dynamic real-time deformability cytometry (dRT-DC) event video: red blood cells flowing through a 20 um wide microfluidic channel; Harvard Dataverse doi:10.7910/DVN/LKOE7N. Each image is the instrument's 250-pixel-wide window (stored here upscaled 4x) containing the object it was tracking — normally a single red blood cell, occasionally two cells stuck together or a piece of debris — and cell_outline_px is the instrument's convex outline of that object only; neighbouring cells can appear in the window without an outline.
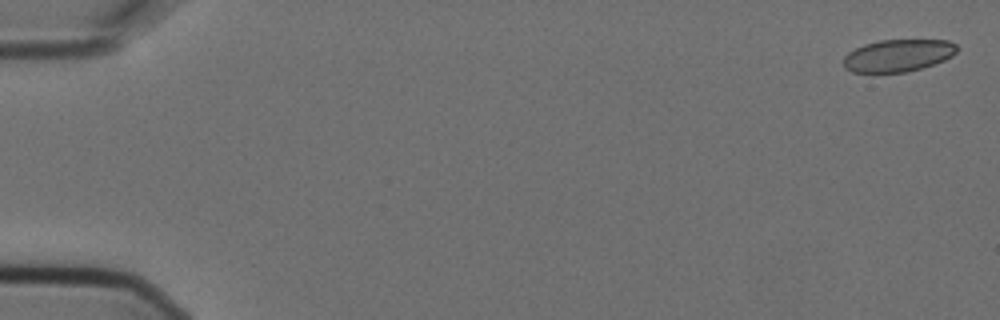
{"species": "Egyptian fruit bat (a non-hibernating species)", "species_latin": "Rousettus aegyptiacus", "temperature_condition": "cold", "stored_images_in_passage": 6, "camera_frame_rate_fps": 3000, "um_per_image_px": 0.085, "animal": {"sex": "female"}, "frame": {"image": 1, "passage_image": 1, "time_ms": 0.0, "image_size_px": [1000, 320], "cell_outline_px": [[956, 52], [952, 56], [944, 60], [920, 68], [904, 72], [852, 72], [844, 68], [844, 56], [848, 52], [864, 44], [880, 40], [948, 40], [956, 44]], "centroid_in_image_um": [76.31, 4.71], "position_along_channel_um": 8.7, "area_um2": 21.15}}
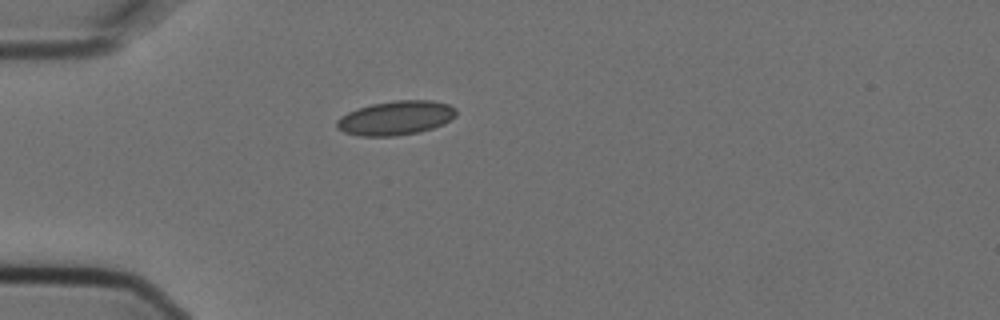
{"frame": {"image": 2, "passage_image": 5, "time_ms": 1.333, "image_size_px": [1000, 320], "cell_outline_px": [[456, 116], [444, 124], [420, 132], [396, 136], [360, 136], [344, 132], [336, 128], [336, 120], [340, 116], [348, 112], [372, 104], [396, 100], [432, 100], [448, 104], [456, 108]], "centroid_in_image_um": [33.65, 10.03], "position_along_channel_um": 51.4, "area_um2": 23.87}}